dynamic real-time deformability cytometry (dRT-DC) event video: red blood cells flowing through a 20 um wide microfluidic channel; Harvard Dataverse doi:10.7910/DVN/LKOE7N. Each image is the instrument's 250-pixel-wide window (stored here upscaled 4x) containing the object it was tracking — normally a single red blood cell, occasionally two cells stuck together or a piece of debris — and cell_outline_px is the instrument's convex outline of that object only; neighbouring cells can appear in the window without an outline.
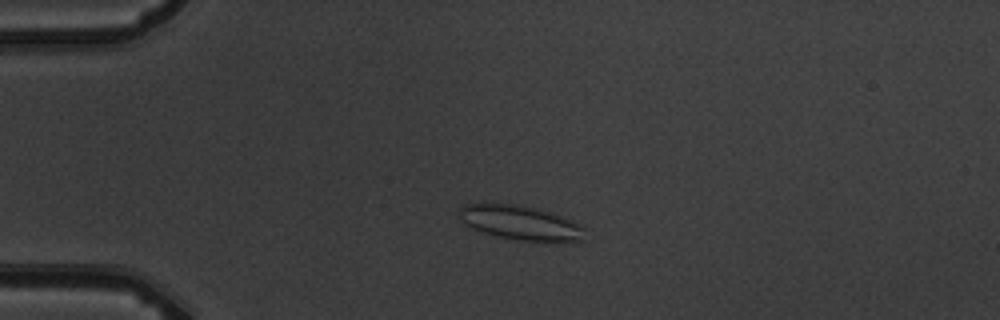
{"species": "common noctule bat (a hibernating species)", "species_latin": "Nyctalus noctula", "temperature_condition": "warm", "stored_images_in_passage": 5, "camera_frame_rate_fps": 3000, "um_per_image_px": 0.085, "animal": {"sex": "male", "body_mass_g": 19.5, "forearm_length_mm": 54.6}, "frame": {"image": 1, "passage_image": 4, "time_ms": 3.667, "image_size_px": [1000, 320], "cell_outline_px": [[584, 240], [520, 240], [500, 236], [484, 232], [472, 228], [464, 224], [460, 220], [456, 212], [464, 204], [512, 204], [532, 208], [548, 212], [560, 216], [584, 228]], "centroid_in_image_um": [44.12, 18.92], "position_along_channel_um": 40.9, "area_um2": 24.22}}